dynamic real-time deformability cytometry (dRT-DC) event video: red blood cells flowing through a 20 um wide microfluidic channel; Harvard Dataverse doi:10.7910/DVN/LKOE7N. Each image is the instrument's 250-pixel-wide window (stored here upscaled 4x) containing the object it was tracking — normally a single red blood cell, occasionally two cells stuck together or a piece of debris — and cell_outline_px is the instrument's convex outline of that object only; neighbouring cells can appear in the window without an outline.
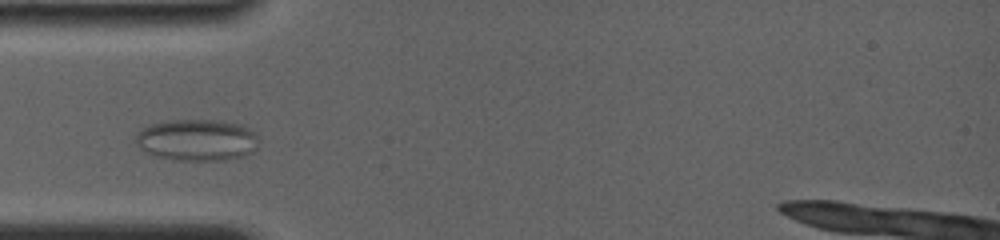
{"species": "common noctule bat (a hibernating species)", "species_latin": "Nyctalus noctula", "temperature_condition": "room temperature", "stored_images_in_passage": 34, "camera_frame_rate_fps": 4000, "um_per_image_px": 0.085, "animal": {"sex": "female", "body_mass_g": 19.0, "forearm_length_mm": 56.7}, "frame": {"image": 1, "passage_image": 9, "time_ms": 3.0, "image_size_px": [1000, 240], "cell_outline_px": [[256, 140], [252, 152], [244, 156], [224, 160], [176, 160], [156, 156], [144, 152], [136, 144], [136, 136], [144, 128], [152, 124], [172, 120], [212, 120], [240, 124], [248, 128], [256, 136]], "centroid_in_image_um": [16.71, 11.91], "position_along_channel_um": 68.3, "area_um2": 29.36}}
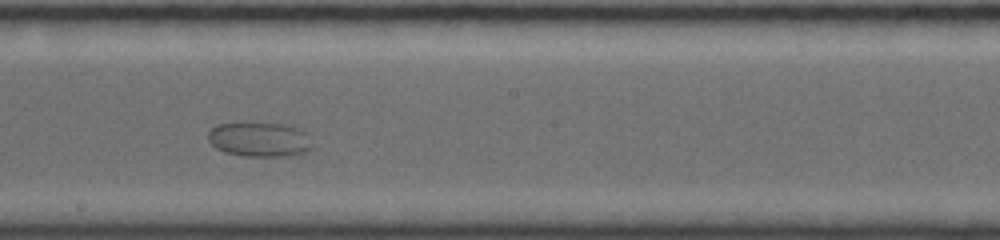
{"frame": {"image": 2, "passage_image": 19, "time_ms": 7.5, "image_size_px": [1000, 240], "cell_outline_px": [[312, 148], [308, 152], [296, 156], [244, 156], [224, 152], [216, 148], [208, 140], [208, 132], [212, 128], [220, 124], [276, 124], [292, 128], [300, 132], [312, 144]], "centroid_in_image_um": [22.01, 11.91], "position_along_channel_um": 226.2, "area_um2": 20.29}}
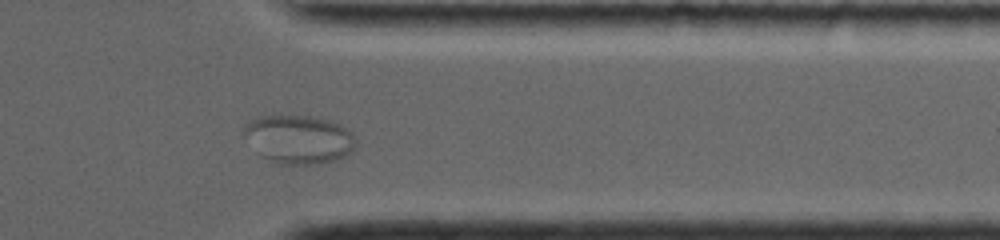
{"frame": {"image": 3, "passage_image": 31, "time_ms": 12.0, "image_size_px": [1000, 240], "cell_outline_px": [[352, 152], [344, 156], [324, 164], [276, 164], [260, 156], [244, 132], [244, 128], [252, 120], [260, 116], [304, 116], [324, 120], [336, 124], [344, 128], [352, 136]], "centroid_in_image_um": [25.35, 11.88], "position_along_channel_um": 386.0, "area_um2": 30.63}}